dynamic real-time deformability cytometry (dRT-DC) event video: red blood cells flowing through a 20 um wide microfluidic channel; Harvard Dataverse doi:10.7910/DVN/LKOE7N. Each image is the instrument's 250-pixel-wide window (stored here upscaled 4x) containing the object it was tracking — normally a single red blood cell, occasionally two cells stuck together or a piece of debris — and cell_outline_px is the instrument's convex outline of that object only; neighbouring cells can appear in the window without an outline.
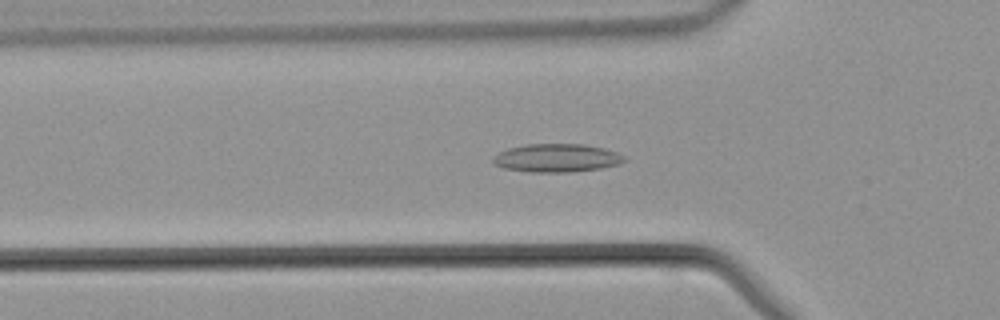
{"species": "common noctule bat (a hibernating species)", "species_latin": "Nyctalus noctula", "temperature_condition": "warm", "stored_images_in_passage": 43, "camera_frame_rate_fps": 3000, "um_per_image_px": 0.085, "animal": {"sex": "male", "body_mass_g": 21.5, "forearm_length_mm": 52.0}, "frame": {"image": 1, "passage_image": 13, "time_ms": 4.0, "image_size_px": [1000, 320], "cell_outline_px": [[628, 160], [620, 164], [600, 168], [572, 172], [528, 172], [504, 168], [496, 164], [492, 160], [492, 156], [508, 148], [524, 144], [584, 144], [604, 148], [616, 152], [624, 156]], "centroid_in_image_um": [47.33, 13.42], "position_along_channel_um": 78.5, "area_um2": 21.73}}
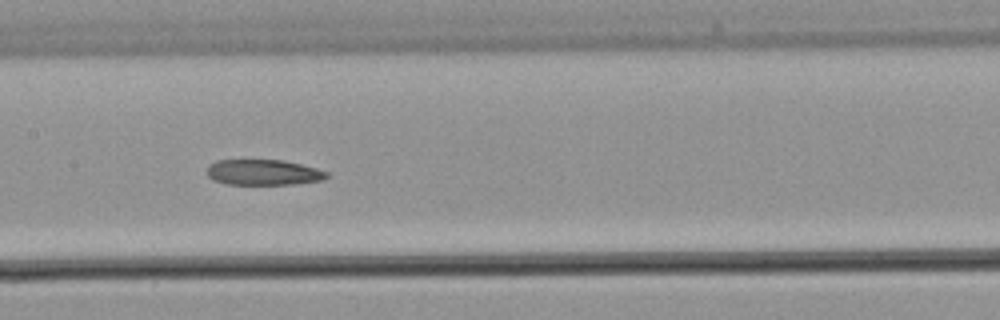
{"frame": {"image": 2, "passage_image": 20, "time_ms": 6.333, "image_size_px": [1000, 320], "cell_outline_px": [[328, 176], [324, 180], [292, 184], [228, 184], [212, 180], [208, 176], [208, 164], [216, 160], [284, 160], [316, 168], [328, 172]], "centroid_in_image_um": [22.38, 14.65], "position_along_channel_um": 185.0, "area_um2": 17.86}}
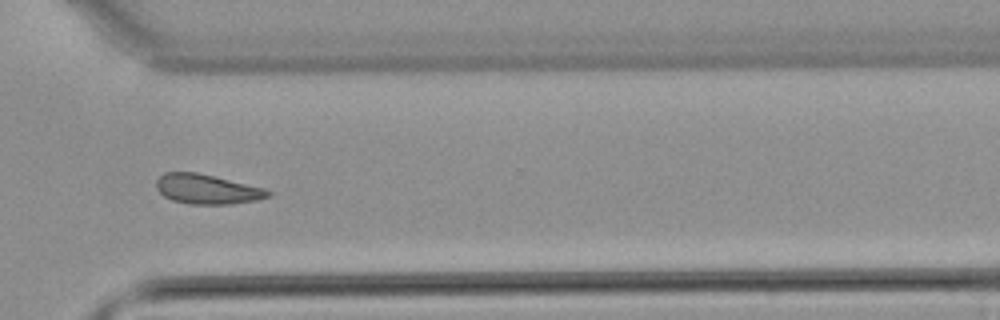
{"frame": {"image": 3, "passage_image": 31, "time_ms": 10.0, "image_size_px": [1000, 320], "cell_outline_px": [[272, 196], [256, 200], [232, 204], [188, 204], [172, 200], [164, 196], [156, 188], [156, 180], [164, 172], [196, 172], [264, 188], [272, 192]], "centroid_in_image_um": [17.59, 16.08], "position_along_channel_um": 353.0, "area_um2": 19.31}}